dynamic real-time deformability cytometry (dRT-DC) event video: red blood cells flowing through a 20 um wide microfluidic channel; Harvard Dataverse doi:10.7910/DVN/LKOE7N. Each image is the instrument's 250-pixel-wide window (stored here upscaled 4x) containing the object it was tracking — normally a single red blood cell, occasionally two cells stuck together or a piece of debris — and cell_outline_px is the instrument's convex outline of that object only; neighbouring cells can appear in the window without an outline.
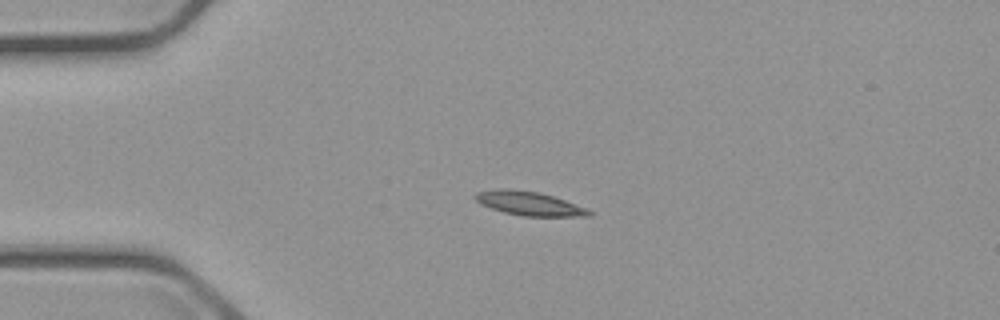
{"species": "common noctule bat (a hibernating species)", "species_latin": "Nyctalus noctula", "temperature_condition": "cold", "stored_images_in_passage": 3, "camera_frame_rate_fps": 3000, "um_per_image_px": 0.085, "animal": {"sex": "male", "body_mass_g": 23.1, "forearm_length_mm": 52.7}, "frame": {"image": 1, "passage_image": 3, "time_ms": 2.333, "image_size_px": [1000, 320], "cell_outline_px": [[592, 216], [524, 216], [504, 212], [480, 204], [472, 196], [476, 192], [500, 188], [508, 188], [540, 192], [588, 208], [592, 212]], "centroid_in_image_um": [44.96, 17.28], "position_along_channel_um": 40.0, "area_um2": 15.9}}